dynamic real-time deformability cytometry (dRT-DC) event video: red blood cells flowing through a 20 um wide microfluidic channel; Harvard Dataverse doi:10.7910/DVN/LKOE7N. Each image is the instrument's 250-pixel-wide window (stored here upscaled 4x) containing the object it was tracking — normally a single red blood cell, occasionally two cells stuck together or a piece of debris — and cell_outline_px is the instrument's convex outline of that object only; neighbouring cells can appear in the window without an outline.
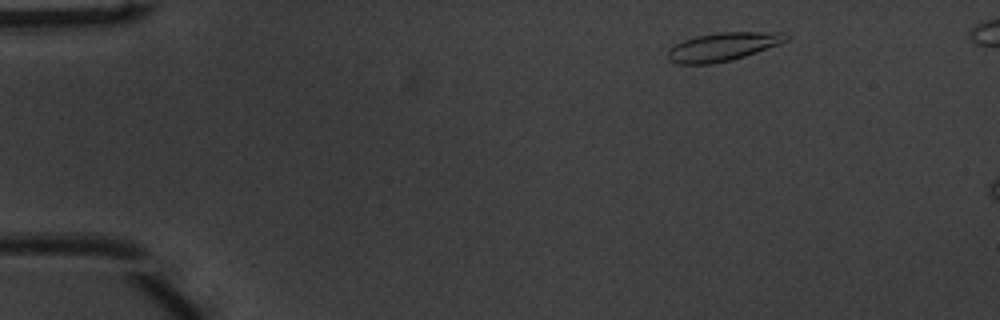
{"species": "common noctule bat (a hibernating species)", "species_latin": "Nyctalus noctula", "temperature_condition": "warm", "stored_images_in_passage": 46, "camera_frame_rate_fps": 3000, "um_per_image_px": 0.085, "animal": {"sex": "male", "body_mass_g": 20.1, "forearm_length_mm": 53.5}, "frame": {"image": 1, "passage_image": 2, "time_ms": 0.333, "image_size_px": [1000, 320], "cell_outline_px": [[788, 40], [780, 44], [732, 60], [712, 64], [680, 64], [668, 60], [668, 48], [684, 40], [696, 36], [716, 32], [784, 32], [788, 36]], "centroid_in_image_um": [61.44, 3.97], "position_along_channel_um": 23.6, "area_um2": 19.59}}
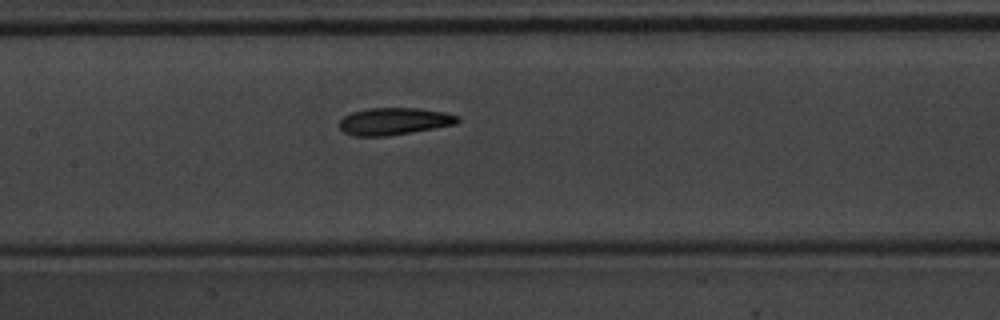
{"frame": {"image": 2, "passage_image": 20, "time_ms": 6.333, "image_size_px": [1000, 320], "cell_outline_px": [[460, 120], [456, 124], [412, 132], [388, 136], [356, 136], [344, 132], [340, 128], [340, 120], [344, 116], [352, 112], [368, 108], [420, 108], [444, 112], [460, 116]], "centroid_in_image_um": [33.52, 10.3], "position_along_channel_um": 173.9, "area_um2": 18.73}}
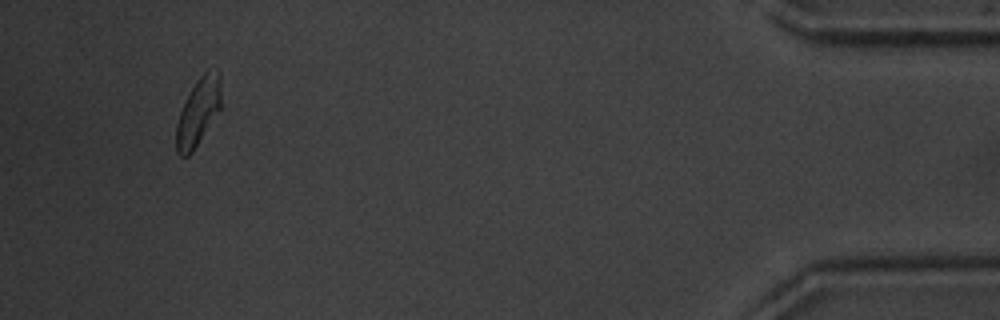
{"frame": {"image": 3, "passage_image": 44, "time_ms": 14.333, "image_size_px": [1000, 320], "cell_outline_px": [[220, 108], [192, 152], [188, 156], [180, 156], [176, 152], [176, 124], [180, 112], [196, 80], [208, 68], [216, 68], [220, 72]], "centroid_in_image_um": [16.84, 9.48], "position_along_channel_um": 418.4, "area_um2": 17.34}}